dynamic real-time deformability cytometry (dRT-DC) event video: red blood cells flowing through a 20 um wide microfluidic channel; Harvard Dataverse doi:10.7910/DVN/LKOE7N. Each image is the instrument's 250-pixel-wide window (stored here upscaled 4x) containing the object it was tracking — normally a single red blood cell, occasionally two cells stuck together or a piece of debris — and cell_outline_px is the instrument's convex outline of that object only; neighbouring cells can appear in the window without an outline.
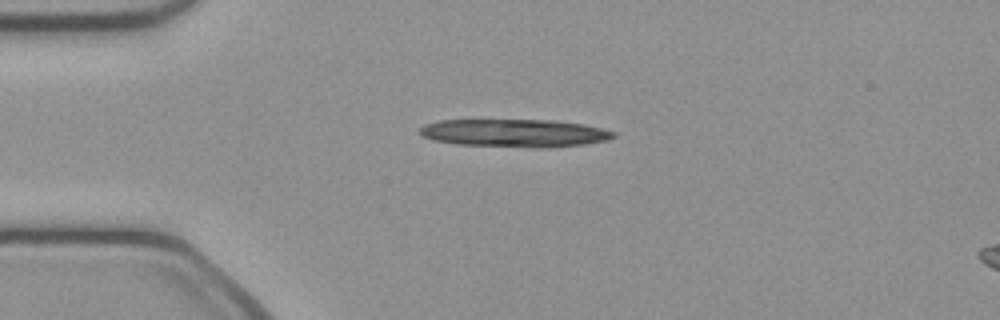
{"species": "common noctule bat (a hibernating species)", "species_latin": "Nyctalus noctula", "temperature_condition": "cold", "stored_images_in_passage": 38, "camera_frame_rate_fps": 3000, "um_per_image_px": 0.085, "animal": {"sex": "female", "body_mass_g": 21.9}, "frame": {"image": 1, "passage_image": 1, "time_ms": 0.0, "image_size_px": [1000, 320], "cell_outline_px": [[616, 136], [608, 140], [584, 144], [548, 148], [532, 148], [456, 144], [432, 140], [424, 136], [420, 132], [420, 128], [424, 124], [440, 120], [556, 120], [584, 124], [616, 132]], "centroid_in_image_um": [43.77, 11.31], "position_along_channel_um": 41.2, "area_um2": 31.73}}
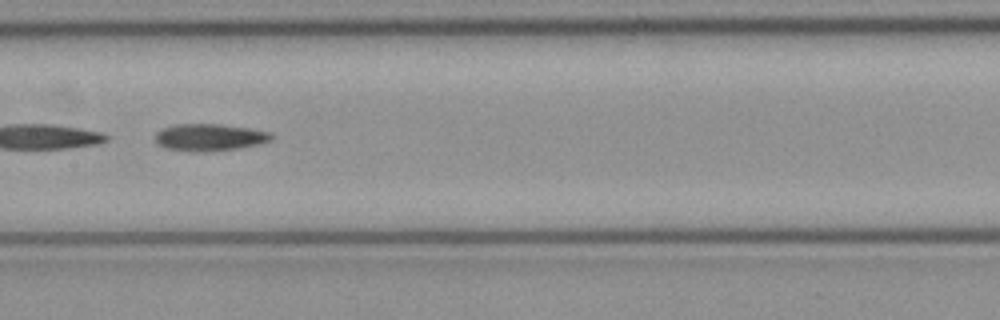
{"frame": {"image": 2, "passage_image": 14, "time_ms": 4.333, "image_size_px": [1000, 320], "cell_outline_px": [[272, 140], [260, 144], [236, 148], [164, 148], [156, 144], [156, 132], [164, 128], [176, 124], [220, 124], [248, 128], [268, 132], [272, 136]], "centroid_in_image_um": [17.83, 11.61], "position_along_channel_um": 189.6, "area_um2": 17.05}}
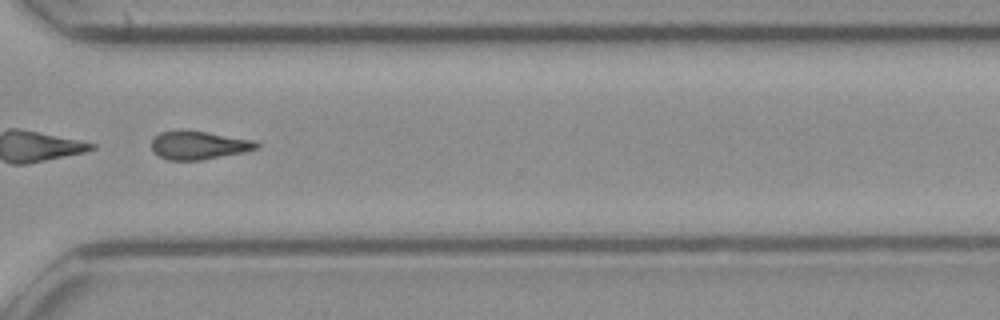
{"frame": {"image": 3, "passage_image": 26, "time_ms": 8.333, "image_size_px": [1000, 320], "cell_outline_px": [[260, 148], [244, 152], [200, 160], [168, 160], [152, 152], [152, 140], [160, 132], [176, 128], [180, 128], [256, 140], [260, 144]], "centroid_in_image_um": [16.88, 12.32], "position_along_channel_um": 353.7, "area_um2": 17.69}}